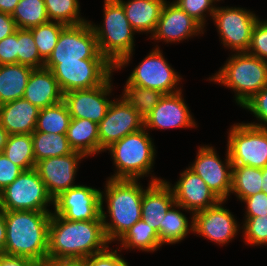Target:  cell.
I'll use <instances>...</instances> for the list:
<instances>
[{"label":"cell","instance_id":"obj_1","mask_svg":"<svg viewBox=\"0 0 267 266\" xmlns=\"http://www.w3.org/2000/svg\"><path fill=\"white\" fill-rule=\"evenodd\" d=\"M102 220L70 221L51 214L48 258L86 259L109 248Z\"/></svg>","mask_w":267,"mask_h":266},{"label":"cell","instance_id":"obj_2","mask_svg":"<svg viewBox=\"0 0 267 266\" xmlns=\"http://www.w3.org/2000/svg\"><path fill=\"white\" fill-rule=\"evenodd\" d=\"M6 223L4 252L40 264L48 257L50 211L2 210Z\"/></svg>","mask_w":267,"mask_h":266},{"label":"cell","instance_id":"obj_3","mask_svg":"<svg viewBox=\"0 0 267 266\" xmlns=\"http://www.w3.org/2000/svg\"><path fill=\"white\" fill-rule=\"evenodd\" d=\"M145 189L138 180L111 179L101 191V218L108 241L119 240L125 232L142 218V196ZM105 196H104V195ZM107 202V212L111 223L106 222L103 201Z\"/></svg>","mask_w":267,"mask_h":266},{"label":"cell","instance_id":"obj_4","mask_svg":"<svg viewBox=\"0 0 267 266\" xmlns=\"http://www.w3.org/2000/svg\"><path fill=\"white\" fill-rule=\"evenodd\" d=\"M102 26L91 23L99 52L115 67L127 65L134 50L135 30L128 21L123 6L118 0H104Z\"/></svg>","mask_w":267,"mask_h":266},{"label":"cell","instance_id":"obj_5","mask_svg":"<svg viewBox=\"0 0 267 266\" xmlns=\"http://www.w3.org/2000/svg\"><path fill=\"white\" fill-rule=\"evenodd\" d=\"M229 58L209 80L233 89L235 100L242 107L267 86V62L248 52H236Z\"/></svg>","mask_w":267,"mask_h":266},{"label":"cell","instance_id":"obj_6","mask_svg":"<svg viewBox=\"0 0 267 266\" xmlns=\"http://www.w3.org/2000/svg\"><path fill=\"white\" fill-rule=\"evenodd\" d=\"M105 150L110 151L117 169L111 179L139 180L149 175L154 166L156 150L145 128L126 135Z\"/></svg>","mask_w":267,"mask_h":266},{"label":"cell","instance_id":"obj_7","mask_svg":"<svg viewBox=\"0 0 267 266\" xmlns=\"http://www.w3.org/2000/svg\"><path fill=\"white\" fill-rule=\"evenodd\" d=\"M82 59H106L98 49L90 21L78 25H66L44 67L52 70L62 62H80Z\"/></svg>","mask_w":267,"mask_h":266},{"label":"cell","instance_id":"obj_8","mask_svg":"<svg viewBox=\"0 0 267 266\" xmlns=\"http://www.w3.org/2000/svg\"><path fill=\"white\" fill-rule=\"evenodd\" d=\"M48 204L54 205V200L35 168L23 171L0 192V210L50 211Z\"/></svg>","mask_w":267,"mask_h":266},{"label":"cell","instance_id":"obj_9","mask_svg":"<svg viewBox=\"0 0 267 266\" xmlns=\"http://www.w3.org/2000/svg\"><path fill=\"white\" fill-rule=\"evenodd\" d=\"M227 148L232 166H252L263 169L267 166V128L247 123L231 126Z\"/></svg>","mask_w":267,"mask_h":266},{"label":"cell","instance_id":"obj_10","mask_svg":"<svg viewBox=\"0 0 267 266\" xmlns=\"http://www.w3.org/2000/svg\"><path fill=\"white\" fill-rule=\"evenodd\" d=\"M115 67L107 59H82L80 62H62L51 72L63 94L72 90L92 89L102 85Z\"/></svg>","mask_w":267,"mask_h":266},{"label":"cell","instance_id":"obj_11","mask_svg":"<svg viewBox=\"0 0 267 266\" xmlns=\"http://www.w3.org/2000/svg\"><path fill=\"white\" fill-rule=\"evenodd\" d=\"M225 47L234 52H247L258 17L250 10L236 7H216L212 17Z\"/></svg>","mask_w":267,"mask_h":266},{"label":"cell","instance_id":"obj_12","mask_svg":"<svg viewBox=\"0 0 267 266\" xmlns=\"http://www.w3.org/2000/svg\"><path fill=\"white\" fill-rule=\"evenodd\" d=\"M180 79V75L167 63L159 47H156L134 68L127 82L166 95L182 91L177 87Z\"/></svg>","mask_w":267,"mask_h":266},{"label":"cell","instance_id":"obj_13","mask_svg":"<svg viewBox=\"0 0 267 266\" xmlns=\"http://www.w3.org/2000/svg\"><path fill=\"white\" fill-rule=\"evenodd\" d=\"M54 214L70 221L101 218V190L85 185L74 186L54 199Z\"/></svg>","mask_w":267,"mask_h":266},{"label":"cell","instance_id":"obj_14","mask_svg":"<svg viewBox=\"0 0 267 266\" xmlns=\"http://www.w3.org/2000/svg\"><path fill=\"white\" fill-rule=\"evenodd\" d=\"M142 128H144V120L122 96L119 100H113L105 117L98 124L100 152Z\"/></svg>","mask_w":267,"mask_h":266},{"label":"cell","instance_id":"obj_15","mask_svg":"<svg viewBox=\"0 0 267 266\" xmlns=\"http://www.w3.org/2000/svg\"><path fill=\"white\" fill-rule=\"evenodd\" d=\"M225 157L224 163L220 160L215 148L201 146L195 162L188 168L200 176L220 200L226 201L230 196L232 177V162L228 148Z\"/></svg>","mask_w":267,"mask_h":266},{"label":"cell","instance_id":"obj_16","mask_svg":"<svg viewBox=\"0 0 267 266\" xmlns=\"http://www.w3.org/2000/svg\"><path fill=\"white\" fill-rule=\"evenodd\" d=\"M112 75L92 89L72 90L63 94L71 118L88 119L99 124L113 100L107 99L112 91Z\"/></svg>","mask_w":267,"mask_h":266},{"label":"cell","instance_id":"obj_17","mask_svg":"<svg viewBox=\"0 0 267 266\" xmlns=\"http://www.w3.org/2000/svg\"><path fill=\"white\" fill-rule=\"evenodd\" d=\"M85 156L77 151L59 157L45 158L36 163L40 179L53 200L74 185L79 160Z\"/></svg>","mask_w":267,"mask_h":266},{"label":"cell","instance_id":"obj_18","mask_svg":"<svg viewBox=\"0 0 267 266\" xmlns=\"http://www.w3.org/2000/svg\"><path fill=\"white\" fill-rule=\"evenodd\" d=\"M217 204L194 214V233L207 238L217 244H227L238 234L239 225L234 215L222 204Z\"/></svg>","mask_w":267,"mask_h":266},{"label":"cell","instance_id":"obj_19","mask_svg":"<svg viewBox=\"0 0 267 266\" xmlns=\"http://www.w3.org/2000/svg\"><path fill=\"white\" fill-rule=\"evenodd\" d=\"M180 175L178 182L171 187L174 200L176 204L183 207V210L192 211V217L195 213L220 201L206 182L189 168H186Z\"/></svg>","mask_w":267,"mask_h":266},{"label":"cell","instance_id":"obj_20","mask_svg":"<svg viewBox=\"0 0 267 266\" xmlns=\"http://www.w3.org/2000/svg\"><path fill=\"white\" fill-rule=\"evenodd\" d=\"M181 91L163 95L152 112L144 119V128L169 129L195 127L194 118Z\"/></svg>","mask_w":267,"mask_h":266},{"label":"cell","instance_id":"obj_21","mask_svg":"<svg viewBox=\"0 0 267 266\" xmlns=\"http://www.w3.org/2000/svg\"><path fill=\"white\" fill-rule=\"evenodd\" d=\"M204 28L174 2L166 1L152 39L164 40L166 43L182 41L193 35L202 34Z\"/></svg>","mask_w":267,"mask_h":266},{"label":"cell","instance_id":"obj_22","mask_svg":"<svg viewBox=\"0 0 267 266\" xmlns=\"http://www.w3.org/2000/svg\"><path fill=\"white\" fill-rule=\"evenodd\" d=\"M175 204L171 184L163 179L152 176L151 182L142 196V219L157 233L167 211Z\"/></svg>","mask_w":267,"mask_h":266},{"label":"cell","instance_id":"obj_23","mask_svg":"<svg viewBox=\"0 0 267 266\" xmlns=\"http://www.w3.org/2000/svg\"><path fill=\"white\" fill-rule=\"evenodd\" d=\"M23 98L43 109L61 102L63 93L51 70L43 67L32 70Z\"/></svg>","mask_w":267,"mask_h":266},{"label":"cell","instance_id":"obj_24","mask_svg":"<svg viewBox=\"0 0 267 266\" xmlns=\"http://www.w3.org/2000/svg\"><path fill=\"white\" fill-rule=\"evenodd\" d=\"M39 108L20 98L0 105V125L12 134H32L36 128Z\"/></svg>","mask_w":267,"mask_h":266},{"label":"cell","instance_id":"obj_25","mask_svg":"<svg viewBox=\"0 0 267 266\" xmlns=\"http://www.w3.org/2000/svg\"><path fill=\"white\" fill-rule=\"evenodd\" d=\"M133 29L140 33H151L156 30L158 20L166 0H118Z\"/></svg>","mask_w":267,"mask_h":266},{"label":"cell","instance_id":"obj_26","mask_svg":"<svg viewBox=\"0 0 267 266\" xmlns=\"http://www.w3.org/2000/svg\"><path fill=\"white\" fill-rule=\"evenodd\" d=\"M66 137L73 151L85 157L100 152L98 124L91 120L71 118Z\"/></svg>","mask_w":267,"mask_h":266},{"label":"cell","instance_id":"obj_27","mask_svg":"<svg viewBox=\"0 0 267 266\" xmlns=\"http://www.w3.org/2000/svg\"><path fill=\"white\" fill-rule=\"evenodd\" d=\"M32 70L19 63L0 65V105L23 98Z\"/></svg>","mask_w":267,"mask_h":266},{"label":"cell","instance_id":"obj_28","mask_svg":"<svg viewBox=\"0 0 267 266\" xmlns=\"http://www.w3.org/2000/svg\"><path fill=\"white\" fill-rule=\"evenodd\" d=\"M31 136L35 163L45 158L64 156L74 152L66 134L33 131Z\"/></svg>","mask_w":267,"mask_h":266},{"label":"cell","instance_id":"obj_29","mask_svg":"<svg viewBox=\"0 0 267 266\" xmlns=\"http://www.w3.org/2000/svg\"><path fill=\"white\" fill-rule=\"evenodd\" d=\"M182 206L174 204L163 218V225H160V232L158 233L161 244H174L183 240L187 234L194 231V217L189 226L188 219L179 210Z\"/></svg>","mask_w":267,"mask_h":266},{"label":"cell","instance_id":"obj_30","mask_svg":"<svg viewBox=\"0 0 267 266\" xmlns=\"http://www.w3.org/2000/svg\"><path fill=\"white\" fill-rule=\"evenodd\" d=\"M262 169L252 166H232L231 193L239 200L262 192Z\"/></svg>","mask_w":267,"mask_h":266},{"label":"cell","instance_id":"obj_31","mask_svg":"<svg viewBox=\"0 0 267 266\" xmlns=\"http://www.w3.org/2000/svg\"><path fill=\"white\" fill-rule=\"evenodd\" d=\"M124 249L138 248L142 251L154 252L162 245L158 233L142 218L137 221L118 240Z\"/></svg>","mask_w":267,"mask_h":266},{"label":"cell","instance_id":"obj_32","mask_svg":"<svg viewBox=\"0 0 267 266\" xmlns=\"http://www.w3.org/2000/svg\"><path fill=\"white\" fill-rule=\"evenodd\" d=\"M71 116L64 101L39 110L34 131L54 134H66Z\"/></svg>","mask_w":267,"mask_h":266},{"label":"cell","instance_id":"obj_33","mask_svg":"<svg viewBox=\"0 0 267 266\" xmlns=\"http://www.w3.org/2000/svg\"><path fill=\"white\" fill-rule=\"evenodd\" d=\"M3 153L24 171L36 166L31 134H12L8 136Z\"/></svg>","mask_w":267,"mask_h":266},{"label":"cell","instance_id":"obj_34","mask_svg":"<svg viewBox=\"0 0 267 266\" xmlns=\"http://www.w3.org/2000/svg\"><path fill=\"white\" fill-rule=\"evenodd\" d=\"M16 27L30 29L49 20L44 0H20L12 13Z\"/></svg>","mask_w":267,"mask_h":266},{"label":"cell","instance_id":"obj_35","mask_svg":"<svg viewBox=\"0 0 267 266\" xmlns=\"http://www.w3.org/2000/svg\"><path fill=\"white\" fill-rule=\"evenodd\" d=\"M123 99L131 105L137 114L144 120L158 104L163 96L157 90L131 85L126 82Z\"/></svg>","mask_w":267,"mask_h":266},{"label":"cell","instance_id":"obj_36","mask_svg":"<svg viewBox=\"0 0 267 266\" xmlns=\"http://www.w3.org/2000/svg\"><path fill=\"white\" fill-rule=\"evenodd\" d=\"M65 26L60 22L48 21L30 28L38 53L44 61L51 55Z\"/></svg>","mask_w":267,"mask_h":266},{"label":"cell","instance_id":"obj_37","mask_svg":"<svg viewBox=\"0 0 267 266\" xmlns=\"http://www.w3.org/2000/svg\"><path fill=\"white\" fill-rule=\"evenodd\" d=\"M50 21L65 25H78L87 20L81 18L78 0H44Z\"/></svg>","mask_w":267,"mask_h":266},{"label":"cell","instance_id":"obj_38","mask_svg":"<svg viewBox=\"0 0 267 266\" xmlns=\"http://www.w3.org/2000/svg\"><path fill=\"white\" fill-rule=\"evenodd\" d=\"M17 63L33 69L43 68L45 61L40 57L30 29L18 28Z\"/></svg>","mask_w":267,"mask_h":266},{"label":"cell","instance_id":"obj_39","mask_svg":"<svg viewBox=\"0 0 267 266\" xmlns=\"http://www.w3.org/2000/svg\"><path fill=\"white\" fill-rule=\"evenodd\" d=\"M242 229L246 244L253 246L267 244V215L245 218Z\"/></svg>","mask_w":267,"mask_h":266},{"label":"cell","instance_id":"obj_40","mask_svg":"<svg viewBox=\"0 0 267 266\" xmlns=\"http://www.w3.org/2000/svg\"><path fill=\"white\" fill-rule=\"evenodd\" d=\"M215 1L216 0H175L173 2L204 28L206 24L205 12H209L210 16L213 17L216 10L215 5L213 6Z\"/></svg>","mask_w":267,"mask_h":266},{"label":"cell","instance_id":"obj_41","mask_svg":"<svg viewBox=\"0 0 267 266\" xmlns=\"http://www.w3.org/2000/svg\"><path fill=\"white\" fill-rule=\"evenodd\" d=\"M247 52L267 62V20L255 23Z\"/></svg>","mask_w":267,"mask_h":266},{"label":"cell","instance_id":"obj_42","mask_svg":"<svg viewBox=\"0 0 267 266\" xmlns=\"http://www.w3.org/2000/svg\"><path fill=\"white\" fill-rule=\"evenodd\" d=\"M261 123H247L255 127L267 128V86L257 92L251 99H249L243 106Z\"/></svg>","mask_w":267,"mask_h":266},{"label":"cell","instance_id":"obj_43","mask_svg":"<svg viewBox=\"0 0 267 266\" xmlns=\"http://www.w3.org/2000/svg\"><path fill=\"white\" fill-rule=\"evenodd\" d=\"M18 28L14 33L0 41V65L17 63Z\"/></svg>","mask_w":267,"mask_h":266},{"label":"cell","instance_id":"obj_44","mask_svg":"<svg viewBox=\"0 0 267 266\" xmlns=\"http://www.w3.org/2000/svg\"><path fill=\"white\" fill-rule=\"evenodd\" d=\"M24 170L0 153V192L10 185Z\"/></svg>","mask_w":267,"mask_h":266},{"label":"cell","instance_id":"obj_45","mask_svg":"<svg viewBox=\"0 0 267 266\" xmlns=\"http://www.w3.org/2000/svg\"><path fill=\"white\" fill-rule=\"evenodd\" d=\"M246 204V218H252L260 215H267V194L264 192L256 193L250 197L244 198L242 202Z\"/></svg>","mask_w":267,"mask_h":266},{"label":"cell","instance_id":"obj_46","mask_svg":"<svg viewBox=\"0 0 267 266\" xmlns=\"http://www.w3.org/2000/svg\"><path fill=\"white\" fill-rule=\"evenodd\" d=\"M0 266H39V264L26 257L1 253Z\"/></svg>","mask_w":267,"mask_h":266},{"label":"cell","instance_id":"obj_47","mask_svg":"<svg viewBox=\"0 0 267 266\" xmlns=\"http://www.w3.org/2000/svg\"><path fill=\"white\" fill-rule=\"evenodd\" d=\"M86 266H112V249L93 254L85 259Z\"/></svg>","mask_w":267,"mask_h":266},{"label":"cell","instance_id":"obj_48","mask_svg":"<svg viewBox=\"0 0 267 266\" xmlns=\"http://www.w3.org/2000/svg\"><path fill=\"white\" fill-rule=\"evenodd\" d=\"M17 27L10 14L0 12V41L16 31Z\"/></svg>","mask_w":267,"mask_h":266},{"label":"cell","instance_id":"obj_49","mask_svg":"<svg viewBox=\"0 0 267 266\" xmlns=\"http://www.w3.org/2000/svg\"><path fill=\"white\" fill-rule=\"evenodd\" d=\"M39 266H86L85 259L46 258Z\"/></svg>","mask_w":267,"mask_h":266},{"label":"cell","instance_id":"obj_50","mask_svg":"<svg viewBox=\"0 0 267 266\" xmlns=\"http://www.w3.org/2000/svg\"><path fill=\"white\" fill-rule=\"evenodd\" d=\"M20 0H0V12L12 15Z\"/></svg>","mask_w":267,"mask_h":266},{"label":"cell","instance_id":"obj_51","mask_svg":"<svg viewBox=\"0 0 267 266\" xmlns=\"http://www.w3.org/2000/svg\"><path fill=\"white\" fill-rule=\"evenodd\" d=\"M6 240V223L4 213L0 210V254L4 252Z\"/></svg>","mask_w":267,"mask_h":266},{"label":"cell","instance_id":"obj_52","mask_svg":"<svg viewBox=\"0 0 267 266\" xmlns=\"http://www.w3.org/2000/svg\"><path fill=\"white\" fill-rule=\"evenodd\" d=\"M112 266H129L128 263L118 254L117 250H112Z\"/></svg>","mask_w":267,"mask_h":266},{"label":"cell","instance_id":"obj_53","mask_svg":"<svg viewBox=\"0 0 267 266\" xmlns=\"http://www.w3.org/2000/svg\"><path fill=\"white\" fill-rule=\"evenodd\" d=\"M8 132L0 125V153H3L4 147L7 143Z\"/></svg>","mask_w":267,"mask_h":266},{"label":"cell","instance_id":"obj_54","mask_svg":"<svg viewBox=\"0 0 267 266\" xmlns=\"http://www.w3.org/2000/svg\"><path fill=\"white\" fill-rule=\"evenodd\" d=\"M262 192L267 194V166L262 169Z\"/></svg>","mask_w":267,"mask_h":266}]
</instances>
